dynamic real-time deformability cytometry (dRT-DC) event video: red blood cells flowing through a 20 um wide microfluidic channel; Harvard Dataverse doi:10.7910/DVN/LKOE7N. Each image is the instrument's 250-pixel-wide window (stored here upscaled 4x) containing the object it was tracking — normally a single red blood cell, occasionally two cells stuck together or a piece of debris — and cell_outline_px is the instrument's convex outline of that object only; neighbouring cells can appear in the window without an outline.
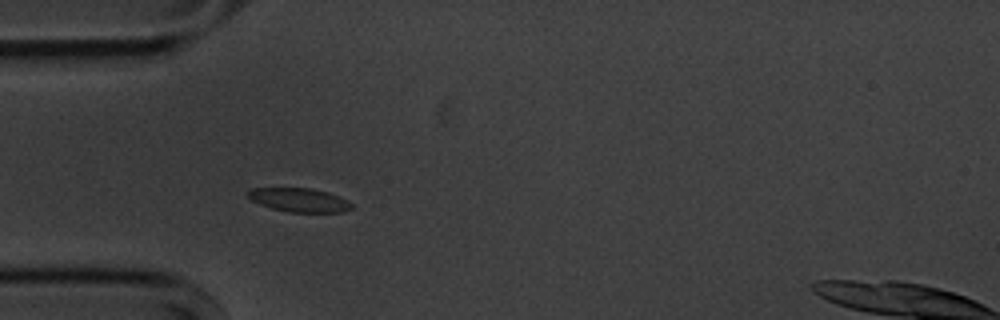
{"species": "common noctule bat (a hibernating species)", "species_latin": "Nyctalus noctula", "temperature_condition": "cold", "stored_images_in_passage": 29, "camera_frame_rate_fps": 3000, "um_per_image_px": 0.085, "animal": {"sex": "male", "body_mass_g": 20.1, "forearm_length_mm": 53.5}, "frame": {"image": 1, "passage_image": 1, "time_ms": 0.0, "image_size_px": [1000, 320], "cell_outline_px": [[352, 208], [344, 212], [288, 212], [272, 208], [260, 204], [244, 196], [244, 192], [252, 188], [312, 188], [328, 192], [340, 196], [348, 200], [352, 204]], "centroid_in_image_um": [25.41, 16.99], "position_along_channel_um": 59.6, "area_um2": 14.62}}
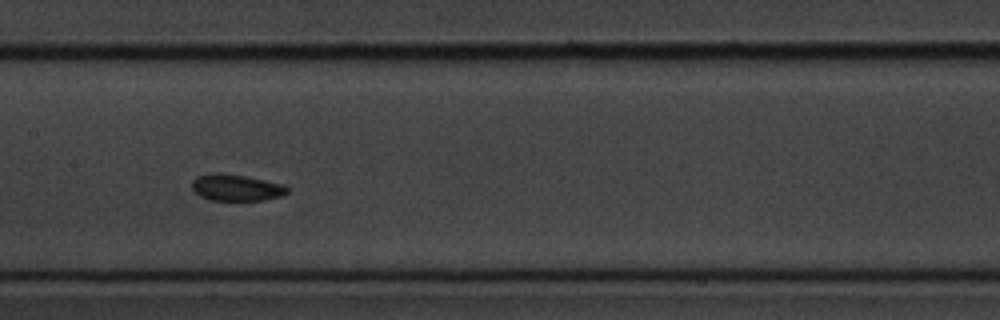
{"frame": {"image": 2, "passage_image": 12, "time_ms": 3.667, "image_size_px": [1000, 320], "cell_outline_px": [[288, 192], [280, 196], [260, 200], [212, 200], [200, 196], [192, 188], [192, 180], [196, 176], [212, 172], [216, 172], [244, 176], [284, 184], [288, 188]], "centroid_in_image_um": [20.05, 15.93], "position_along_channel_um": 187.4, "area_um2": 14.62}}
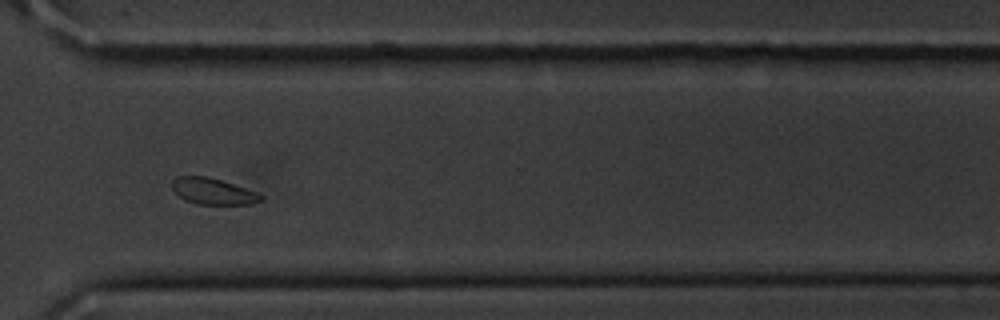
{"frame": {"image": 3, "passage_image": 26, "time_ms": 8.333, "image_size_px": [1000, 320], "cell_outline_px": [[264, 200], [252, 204], [200, 204], [184, 200], [172, 188], [172, 180], [180, 176], [208, 176], [256, 192], [264, 196]], "centroid_in_image_um": [18.12, 16.27], "position_along_channel_um": 352.5, "area_um2": 13.41}}